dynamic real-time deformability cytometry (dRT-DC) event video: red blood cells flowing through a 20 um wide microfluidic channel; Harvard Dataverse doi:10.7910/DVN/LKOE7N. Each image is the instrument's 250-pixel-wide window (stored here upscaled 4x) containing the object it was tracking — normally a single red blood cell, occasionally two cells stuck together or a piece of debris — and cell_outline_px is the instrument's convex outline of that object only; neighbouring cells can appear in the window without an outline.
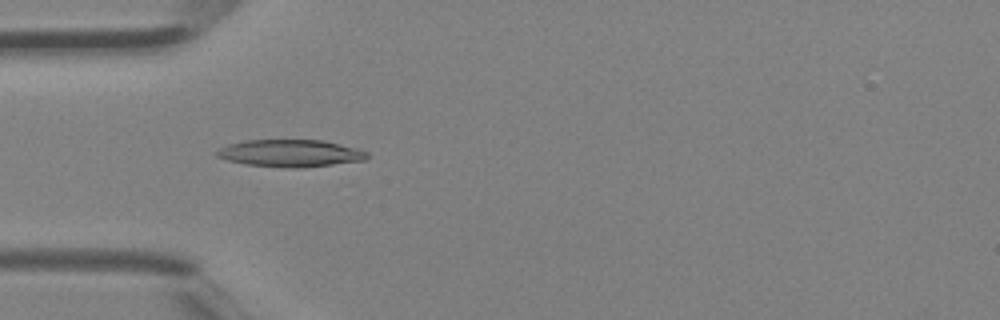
{"species": "Egyptian fruit bat (a non-hibernating species)", "species_latin": "Rousettus aegyptiacus", "temperature_condition": "room temperature", "stored_images_in_passage": 29, "camera_frame_rate_fps": 3000, "um_per_image_px": 0.085, "animal": {"sex": "female"}, "frame": {"image": 1, "passage_image": 1, "time_ms": 0.0, "image_size_px": [1000, 320], "cell_outline_px": [[368, 156], [364, 160], [300, 168], [284, 168], [248, 164], [228, 160], [216, 156], [216, 152], [220, 148], [228, 144], [244, 140], [320, 140], [356, 148], [368, 152]], "centroid_in_image_um": [24.65, 13.02], "position_along_channel_um": 60.3, "area_um2": 23.58}}
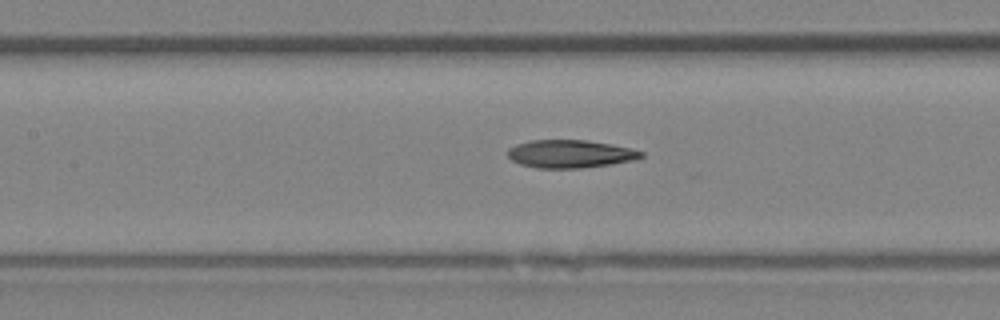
{"frame": {"image": 2, "passage_image": 7, "time_ms": 2.0, "image_size_px": [1000, 320], "cell_outline_px": [[644, 156], [632, 160], [612, 164], [580, 168], [536, 168], [520, 164], [512, 160], [508, 156], [508, 148], [516, 144], [528, 140], [584, 140], [612, 144], [632, 148], [644, 152]], "centroid_in_image_um": [48.46, 13.07], "position_along_channel_um": 158.9, "area_um2": 21.79}}
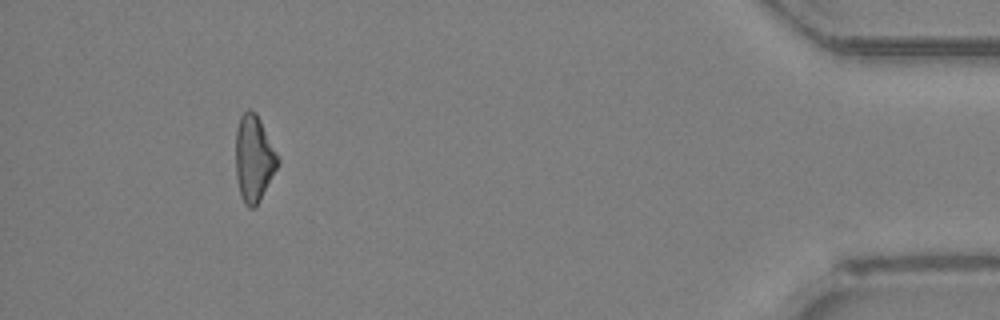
{"frame": {"image": 3, "passage_image": 26, "time_ms": 8.333, "image_size_px": [1000, 320], "cell_outline_px": [[280, 160], [260, 200], [252, 208], [248, 208], [244, 204], [240, 196], [236, 176], [236, 128], [240, 116], [248, 108], [252, 108], [256, 112], [280, 156]], "centroid_in_image_um": [21.58, 13.43], "position_along_channel_um": 413.6, "area_um2": 21.39}}